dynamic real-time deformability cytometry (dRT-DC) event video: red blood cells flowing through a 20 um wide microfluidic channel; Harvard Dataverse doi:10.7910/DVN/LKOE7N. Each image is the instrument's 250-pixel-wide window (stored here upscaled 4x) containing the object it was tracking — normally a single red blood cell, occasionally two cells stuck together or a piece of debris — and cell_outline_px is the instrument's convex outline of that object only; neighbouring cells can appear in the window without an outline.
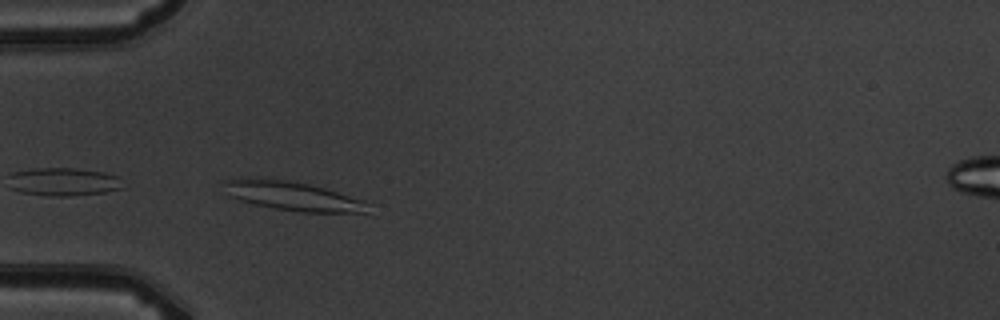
{"species": "common noctule bat (a hibernating species)", "species_latin": "Nyctalus noctula", "temperature_condition": "warm", "stored_images_in_passage": 9, "camera_frame_rate_fps": 3000, "um_per_image_px": 0.085, "animal": {"sex": "male", "body_mass_g": 19.5, "forearm_length_mm": 54.6}, "frame": {"image": 1, "passage_image": 3, "time_ms": 2.333, "image_size_px": [1000, 320], "cell_outline_px": [[364, 212], [300, 212], [276, 208], [256, 204], [240, 200], [228, 196], [220, 180], [248, 176], [288, 180], [308, 184], [324, 188], [364, 200]], "centroid_in_image_um": [24.69, 16.61], "position_along_channel_um": 60.3, "area_um2": 24.28}}
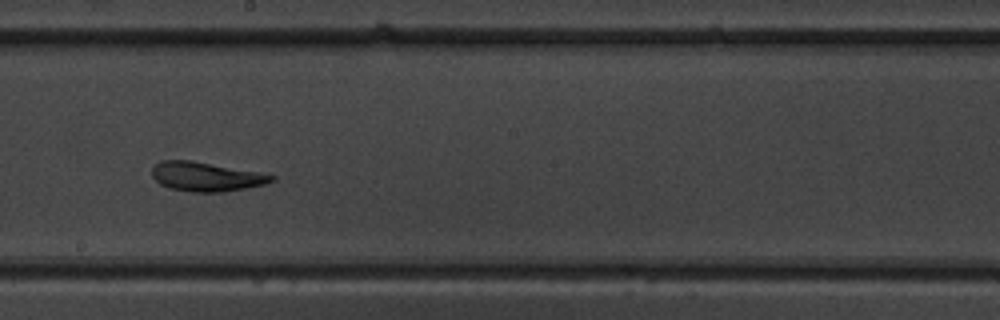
{"frame": {"image": 2, "passage_image": 7, "time_ms": 7.0, "image_size_px": [1000, 320], "cell_outline_px": [[276, 180], [264, 184], [224, 192], [192, 192], [168, 188], [160, 184], [152, 176], [152, 168], [160, 160], [192, 160], [260, 172], [276, 176]], "centroid_in_image_um": [17.51, 15.01], "position_along_channel_um": 230.7, "area_um2": 20.46}}
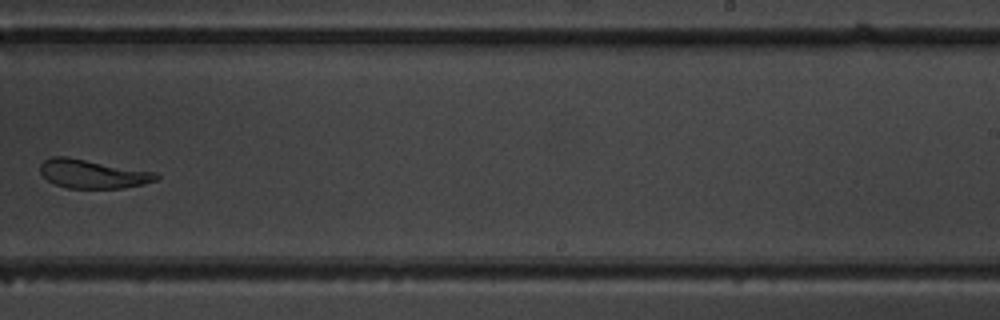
{"frame": {"image": 3, "passage_image": 8, "time_ms": 8.333, "image_size_px": [1000, 320], "cell_outline_px": [[160, 176], [156, 180], [144, 184], [124, 188], [68, 188], [56, 184], [48, 180], [40, 172], [40, 164], [44, 160], [52, 156], [68, 156], [156, 172]], "centroid_in_image_um": [7.89, 14.77], "position_along_channel_um": 281.1, "area_um2": 19.54}}